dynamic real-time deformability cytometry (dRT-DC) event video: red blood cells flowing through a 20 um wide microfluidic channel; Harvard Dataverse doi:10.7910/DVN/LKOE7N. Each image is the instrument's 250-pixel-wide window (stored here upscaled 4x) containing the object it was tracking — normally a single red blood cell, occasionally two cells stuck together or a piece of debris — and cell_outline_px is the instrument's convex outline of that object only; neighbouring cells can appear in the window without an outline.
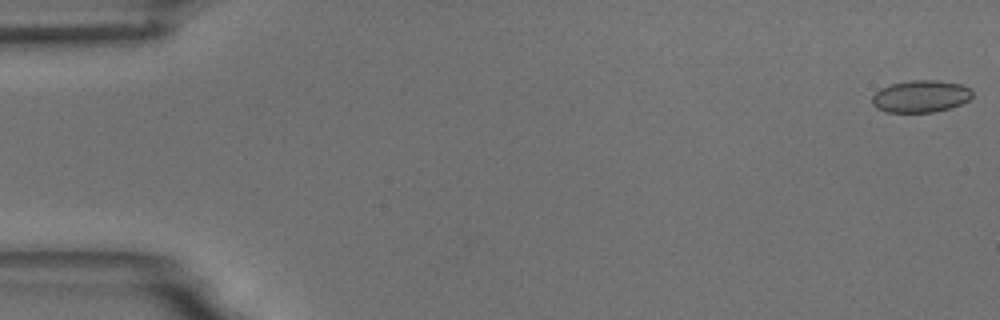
{"species": "common noctule bat (a hibernating species)", "species_latin": "Nyctalus noctula", "temperature_condition": "room temperature", "stored_images_in_passage": 55, "camera_frame_rate_fps": 3000, "um_per_image_px": 0.085, "animal": {"sex": "male", "body_mass_g": 18.8}, "frame": {"image": 1, "passage_image": 1, "time_ms": 0.0, "image_size_px": [1000, 320], "cell_outline_px": [[972, 96], [968, 100], [960, 104], [936, 112], [884, 112], [876, 108], [872, 104], [872, 96], [880, 88], [892, 84], [912, 80], [936, 80], [964, 84], [972, 88]], "centroid_in_image_um": [78.27, 8.18], "position_along_channel_um": 6.7, "area_um2": 18.9}}
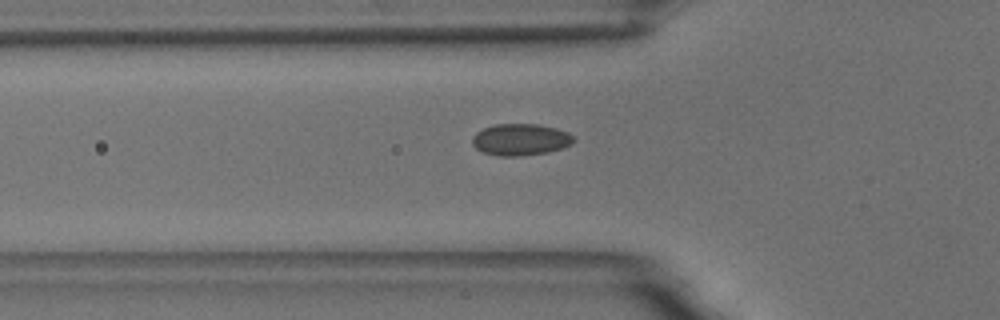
{"frame": {"image": 2, "passage_image": 19, "time_ms": 6.0, "image_size_px": [1000, 320], "cell_outline_px": [[576, 140], [572, 144], [548, 152], [520, 156], [500, 156], [484, 152], [476, 148], [472, 144], [472, 136], [476, 132], [484, 128], [496, 124], [540, 124], [556, 128], [568, 132]], "centroid_in_image_um": [44.25, 11.86], "position_along_channel_um": 81.6, "area_um2": 18.73}}
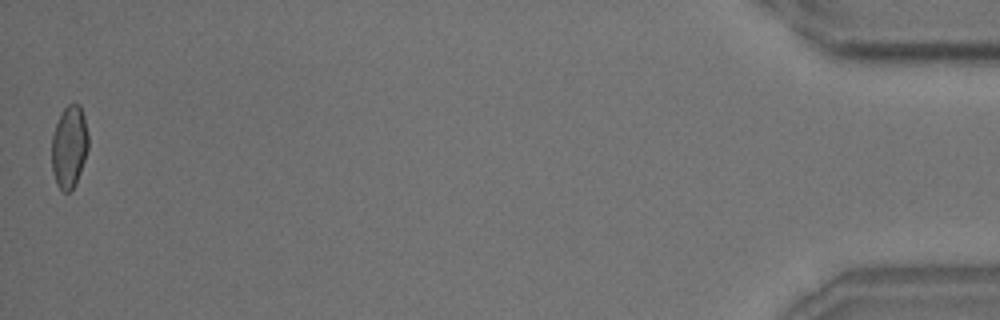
{"frame": {"image": 3, "passage_image": 55, "time_ms": 18.0, "image_size_px": [1000, 320], "cell_outline_px": [[88, 148], [76, 184], [68, 192], [64, 192], [56, 184], [52, 172], [52, 136], [56, 124], [64, 108], [68, 104], [80, 104], [84, 116], [88, 136]], "centroid_in_image_um": [5.88, 12.48], "position_along_channel_um": 429.3, "area_um2": 17.46}, "authors_computed_cell_mechanics": {"area_um2": 18.207, "velocity_mm_per_s": 3.6698, "shape_relaxation_time_tau1_ms": null, "shape_relaxation_time_tau2_ms": 0.9699, "deformation_change_tau1": null, "deformation_change_tau2": 0.0518}}